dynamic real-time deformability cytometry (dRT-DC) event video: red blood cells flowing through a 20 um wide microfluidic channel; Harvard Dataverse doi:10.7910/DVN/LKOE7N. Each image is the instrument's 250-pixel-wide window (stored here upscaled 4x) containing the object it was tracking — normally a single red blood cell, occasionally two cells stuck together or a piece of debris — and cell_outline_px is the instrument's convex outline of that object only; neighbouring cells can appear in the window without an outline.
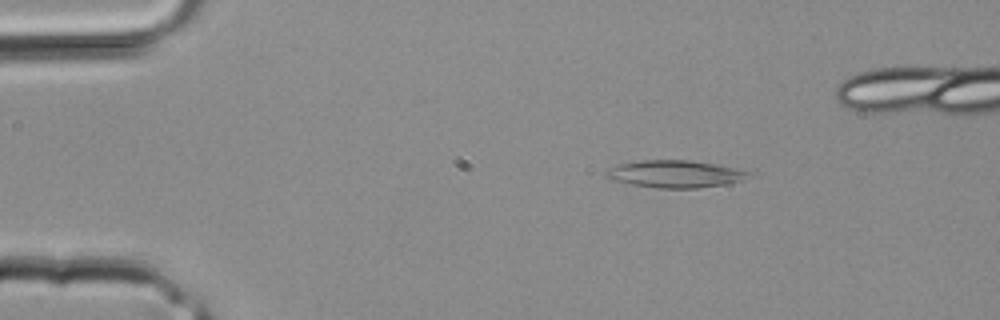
{"species": "common noctule bat (a hibernating species)", "species_latin": "Nyctalus noctula", "temperature_condition": "room temperature", "stored_images_in_passage": 3, "camera_frame_rate_fps": 3000, "um_per_image_px": 0.085, "animal": {"sex": "male", "body_mass_g": 20.4}, "frame": {"image": 1, "passage_image": 1, "time_ms": 0.0, "image_size_px": [1000, 320], "cell_outline_px": [[756, 172], [752, 176], [728, 184], [696, 188], [656, 188], [632, 184], [612, 180], [604, 176], [604, 172], [620, 164], [640, 160], [692, 160], [736, 168]], "centroid_in_image_um": [57.44, 14.79], "position_along_channel_um": 27.6, "area_um2": 22.77}}